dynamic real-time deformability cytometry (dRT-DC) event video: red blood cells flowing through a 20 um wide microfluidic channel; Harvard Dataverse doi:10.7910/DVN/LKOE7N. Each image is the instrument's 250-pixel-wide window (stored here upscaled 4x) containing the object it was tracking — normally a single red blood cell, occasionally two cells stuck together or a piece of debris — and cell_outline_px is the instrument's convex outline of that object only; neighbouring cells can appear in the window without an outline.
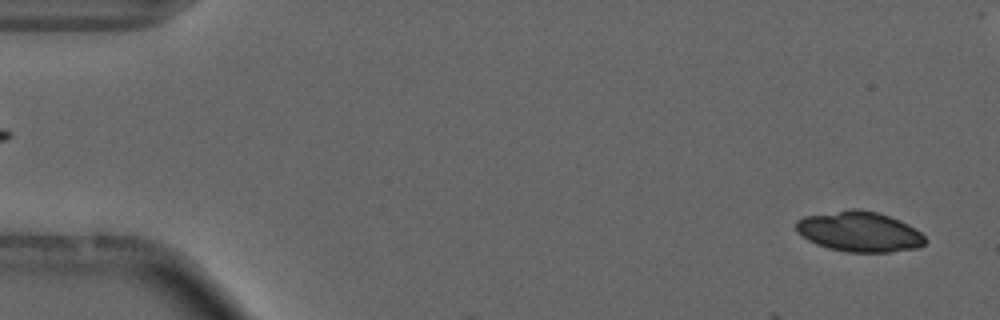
{"species": "common noctule bat (a hibernating species)", "species_latin": "Nyctalus noctula", "temperature_condition": "cold", "stored_images_in_passage": 6, "camera_frame_rate_fps": 3000, "um_per_image_px": 0.085, "animal": {"sex": "male", "forearm_length_mm": 52.5}, "frame": {"image": 1, "passage_image": 2, "time_ms": 0.333, "image_size_px": [1000, 320], "cell_outline_px": [[928, 240], [924, 244], [916, 248], [892, 252], [848, 252], [828, 248], [816, 244], [808, 240], [796, 232], [796, 220], [804, 216], [852, 208], [856, 208], [876, 212], [888, 216], [908, 224], [920, 232]], "centroid_in_image_um": [73.03, 19.69], "position_along_channel_um": 12.0, "area_um2": 30.35}}